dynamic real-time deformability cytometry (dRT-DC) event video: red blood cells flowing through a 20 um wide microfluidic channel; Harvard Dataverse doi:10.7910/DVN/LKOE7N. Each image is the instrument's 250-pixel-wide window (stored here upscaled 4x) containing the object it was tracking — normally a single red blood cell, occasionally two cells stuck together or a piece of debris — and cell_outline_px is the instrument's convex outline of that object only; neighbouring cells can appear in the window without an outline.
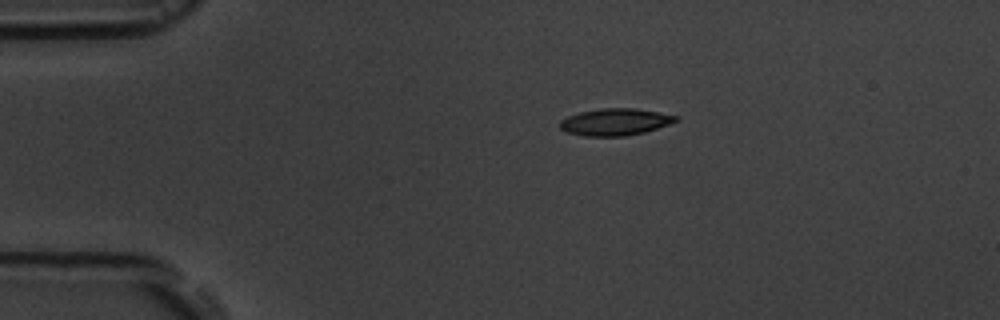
{"species": "common noctule bat (a hibernating species)", "species_latin": "Nyctalus noctula", "temperature_condition": "room temperature", "stored_images_in_passage": 3, "camera_frame_rate_fps": 3000, "um_per_image_px": 0.085, "animal": {"sex": "male", "body_mass_g": 19.5, "forearm_length_mm": 54.6}, "frame": {"image": 1, "passage_image": 1, "time_ms": 0.0, "image_size_px": [1000, 320], "cell_outline_px": [[680, 120], [644, 132], [628, 136], [584, 136], [568, 132], [560, 128], [560, 120], [568, 116], [580, 112], [600, 108], [636, 108], [680, 116]], "centroid_in_image_um": [52.31, 10.36], "position_along_channel_um": 32.7, "area_um2": 18.21}}
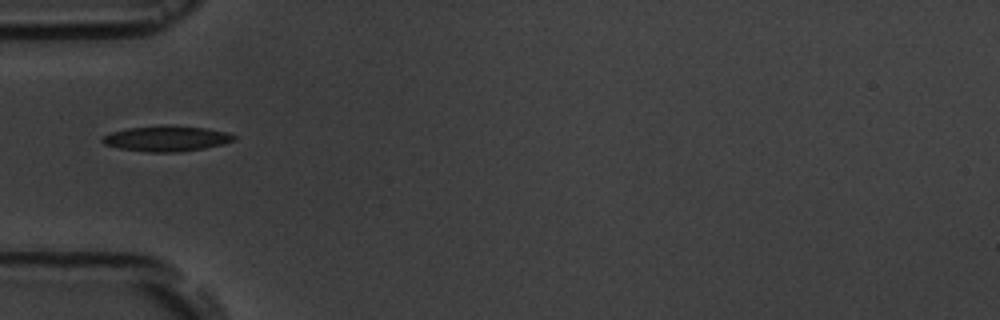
{"frame": {"image": 2, "passage_image": 3, "time_ms": 2.333, "image_size_px": [1000, 320], "cell_outline_px": [[236, 140], [224, 144], [204, 148], [176, 152], [148, 152], [120, 148], [104, 144], [100, 140], [100, 136], [112, 132], [128, 128], [164, 124], [168, 124], [204, 128], [228, 132], [236, 136]], "centroid_in_image_um": [14.15, 11.76], "position_along_channel_um": 70.8, "area_um2": 19.77}}